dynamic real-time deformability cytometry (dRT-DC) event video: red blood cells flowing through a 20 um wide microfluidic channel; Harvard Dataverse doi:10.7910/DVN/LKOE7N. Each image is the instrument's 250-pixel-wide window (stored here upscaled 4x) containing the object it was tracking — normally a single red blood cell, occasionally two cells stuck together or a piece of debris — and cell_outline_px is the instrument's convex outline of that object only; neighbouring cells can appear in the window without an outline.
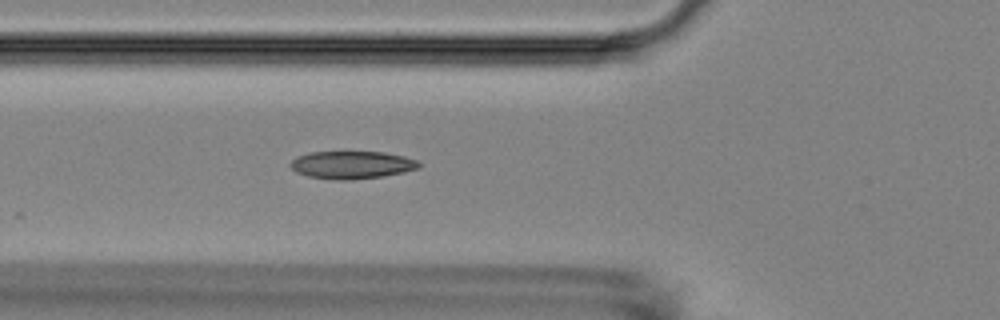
{"species": "Egyptian fruit bat (a non-hibernating species)", "species_latin": "Rousettus aegyptiacus", "temperature_condition": "room temperature", "stored_images_in_passage": 7, "camera_frame_rate_fps": 3000, "um_per_image_px": 0.085, "animal": {"sex": "female"}, "frame": {"image": 1, "passage_image": 7, "time_ms": 7.0, "image_size_px": [1000, 320], "cell_outline_px": [[420, 168], [404, 172], [384, 176], [352, 180], [332, 180], [308, 176], [296, 172], [288, 164], [296, 156], [308, 152], [384, 152], [404, 156], [416, 160], [420, 164]], "centroid_in_image_um": [29.88, 14.02], "position_along_channel_um": 95.9, "area_um2": 20.92}}